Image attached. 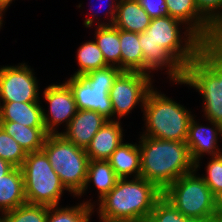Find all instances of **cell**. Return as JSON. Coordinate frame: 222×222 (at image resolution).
<instances>
[{"label":"cell","mask_w":222,"mask_h":222,"mask_svg":"<svg viewBox=\"0 0 222 222\" xmlns=\"http://www.w3.org/2000/svg\"><path fill=\"white\" fill-rule=\"evenodd\" d=\"M181 25L170 16L153 18L145 32L139 34L145 74L166 68L170 81H184L185 67L206 45L189 29L181 32Z\"/></svg>","instance_id":"6da1fadb"},{"label":"cell","mask_w":222,"mask_h":222,"mask_svg":"<svg viewBox=\"0 0 222 222\" xmlns=\"http://www.w3.org/2000/svg\"><path fill=\"white\" fill-rule=\"evenodd\" d=\"M163 192L143 177L119 178L115 187L98 201L100 222H137L149 217Z\"/></svg>","instance_id":"7a4b0ae2"},{"label":"cell","mask_w":222,"mask_h":222,"mask_svg":"<svg viewBox=\"0 0 222 222\" xmlns=\"http://www.w3.org/2000/svg\"><path fill=\"white\" fill-rule=\"evenodd\" d=\"M140 177L154 183L162 192L179 177L195 170L186 142L161 140L140 135Z\"/></svg>","instance_id":"3957f363"},{"label":"cell","mask_w":222,"mask_h":222,"mask_svg":"<svg viewBox=\"0 0 222 222\" xmlns=\"http://www.w3.org/2000/svg\"><path fill=\"white\" fill-rule=\"evenodd\" d=\"M203 98L206 120L222 125V43L206 45L184 70V81Z\"/></svg>","instance_id":"277c9868"},{"label":"cell","mask_w":222,"mask_h":222,"mask_svg":"<svg viewBox=\"0 0 222 222\" xmlns=\"http://www.w3.org/2000/svg\"><path fill=\"white\" fill-rule=\"evenodd\" d=\"M154 89L148 92L142 110L146 125L142 136L186 142L192 112Z\"/></svg>","instance_id":"5b68a950"},{"label":"cell","mask_w":222,"mask_h":222,"mask_svg":"<svg viewBox=\"0 0 222 222\" xmlns=\"http://www.w3.org/2000/svg\"><path fill=\"white\" fill-rule=\"evenodd\" d=\"M196 172L179 177L163 191V197L185 217L218 219L217 198Z\"/></svg>","instance_id":"8992f818"},{"label":"cell","mask_w":222,"mask_h":222,"mask_svg":"<svg viewBox=\"0 0 222 222\" xmlns=\"http://www.w3.org/2000/svg\"><path fill=\"white\" fill-rule=\"evenodd\" d=\"M42 150L68 192L77 196L87 178L89 157L85 149L56 133L47 135Z\"/></svg>","instance_id":"52a82bcc"},{"label":"cell","mask_w":222,"mask_h":222,"mask_svg":"<svg viewBox=\"0 0 222 222\" xmlns=\"http://www.w3.org/2000/svg\"><path fill=\"white\" fill-rule=\"evenodd\" d=\"M27 203L56 206L68 191L43 150L27 153L21 166Z\"/></svg>","instance_id":"ba28073f"},{"label":"cell","mask_w":222,"mask_h":222,"mask_svg":"<svg viewBox=\"0 0 222 222\" xmlns=\"http://www.w3.org/2000/svg\"><path fill=\"white\" fill-rule=\"evenodd\" d=\"M121 72L118 67L108 66L65 81L72 90L77 110L96 111L108 120H115L109 92Z\"/></svg>","instance_id":"9c48e42d"},{"label":"cell","mask_w":222,"mask_h":222,"mask_svg":"<svg viewBox=\"0 0 222 222\" xmlns=\"http://www.w3.org/2000/svg\"><path fill=\"white\" fill-rule=\"evenodd\" d=\"M152 75L142 72L122 71L110 89L109 95L113 108V117L120 118L131 113L132 109L139 106L144 107L148 92L153 88Z\"/></svg>","instance_id":"30bf717a"},{"label":"cell","mask_w":222,"mask_h":222,"mask_svg":"<svg viewBox=\"0 0 222 222\" xmlns=\"http://www.w3.org/2000/svg\"><path fill=\"white\" fill-rule=\"evenodd\" d=\"M25 63L0 67L1 102H40L37 77Z\"/></svg>","instance_id":"8fae6325"},{"label":"cell","mask_w":222,"mask_h":222,"mask_svg":"<svg viewBox=\"0 0 222 222\" xmlns=\"http://www.w3.org/2000/svg\"><path fill=\"white\" fill-rule=\"evenodd\" d=\"M43 98L49 104V114L43 109V122L48 134L59 133L57 127L62 123L67 126L76 115L77 107L70 87L64 82L47 86L43 91ZM50 115V116H49Z\"/></svg>","instance_id":"7c38bea8"},{"label":"cell","mask_w":222,"mask_h":222,"mask_svg":"<svg viewBox=\"0 0 222 222\" xmlns=\"http://www.w3.org/2000/svg\"><path fill=\"white\" fill-rule=\"evenodd\" d=\"M169 16L182 22L205 45L222 43V35L200 14L194 0H165Z\"/></svg>","instance_id":"4fadbf2b"},{"label":"cell","mask_w":222,"mask_h":222,"mask_svg":"<svg viewBox=\"0 0 222 222\" xmlns=\"http://www.w3.org/2000/svg\"><path fill=\"white\" fill-rule=\"evenodd\" d=\"M194 116L190 120L186 144L189 147L192 160L195 162V170L200 168L201 157L220 155L222 149L218 148V135L222 137V125L209 120V126H202L195 121ZM205 153V154H204ZM204 155V156H203Z\"/></svg>","instance_id":"5bb4252c"},{"label":"cell","mask_w":222,"mask_h":222,"mask_svg":"<svg viewBox=\"0 0 222 222\" xmlns=\"http://www.w3.org/2000/svg\"><path fill=\"white\" fill-rule=\"evenodd\" d=\"M108 119L92 110H77L76 115L65 127L66 131L59 132L65 139L76 146L86 149L93 136Z\"/></svg>","instance_id":"9a60e30c"},{"label":"cell","mask_w":222,"mask_h":222,"mask_svg":"<svg viewBox=\"0 0 222 222\" xmlns=\"http://www.w3.org/2000/svg\"><path fill=\"white\" fill-rule=\"evenodd\" d=\"M117 119L107 120L85 149L89 160H108L123 142V128Z\"/></svg>","instance_id":"2e32d148"},{"label":"cell","mask_w":222,"mask_h":222,"mask_svg":"<svg viewBox=\"0 0 222 222\" xmlns=\"http://www.w3.org/2000/svg\"><path fill=\"white\" fill-rule=\"evenodd\" d=\"M40 102H2L0 121L18 122L28 127H45Z\"/></svg>","instance_id":"e0dca14e"},{"label":"cell","mask_w":222,"mask_h":222,"mask_svg":"<svg viewBox=\"0 0 222 222\" xmlns=\"http://www.w3.org/2000/svg\"><path fill=\"white\" fill-rule=\"evenodd\" d=\"M151 20L137 0H119L113 25L123 31L140 34L145 32Z\"/></svg>","instance_id":"ac0fdd59"},{"label":"cell","mask_w":222,"mask_h":222,"mask_svg":"<svg viewBox=\"0 0 222 222\" xmlns=\"http://www.w3.org/2000/svg\"><path fill=\"white\" fill-rule=\"evenodd\" d=\"M119 178H137L141 173V154L138 144L124 143L107 160Z\"/></svg>","instance_id":"d6986e66"},{"label":"cell","mask_w":222,"mask_h":222,"mask_svg":"<svg viewBox=\"0 0 222 222\" xmlns=\"http://www.w3.org/2000/svg\"><path fill=\"white\" fill-rule=\"evenodd\" d=\"M27 203L21 168L14 167L0 179V212L14 210Z\"/></svg>","instance_id":"ffe728a7"},{"label":"cell","mask_w":222,"mask_h":222,"mask_svg":"<svg viewBox=\"0 0 222 222\" xmlns=\"http://www.w3.org/2000/svg\"><path fill=\"white\" fill-rule=\"evenodd\" d=\"M119 177L114 172L110 163L106 160H89L87 178L82 191L77 195H85L89 183H93L98 189V201L109 193L116 185Z\"/></svg>","instance_id":"44dd1931"},{"label":"cell","mask_w":222,"mask_h":222,"mask_svg":"<svg viewBox=\"0 0 222 222\" xmlns=\"http://www.w3.org/2000/svg\"><path fill=\"white\" fill-rule=\"evenodd\" d=\"M0 126L19 143L26 153L42 150L48 135L45 127H28L12 121H0Z\"/></svg>","instance_id":"7402d4cb"},{"label":"cell","mask_w":222,"mask_h":222,"mask_svg":"<svg viewBox=\"0 0 222 222\" xmlns=\"http://www.w3.org/2000/svg\"><path fill=\"white\" fill-rule=\"evenodd\" d=\"M95 42L101 50L106 64L121 69L120 29L114 25L95 27Z\"/></svg>","instance_id":"603a6c76"},{"label":"cell","mask_w":222,"mask_h":222,"mask_svg":"<svg viewBox=\"0 0 222 222\" xmlns=\"http://www.w3.org/2000/svg\"><path fill=\"white\" fill-rule=\"evenodd\" d=\"M121 70L144 73V59L139 34L120 29Z\"/></svg>","instance_id":"cb8c5ba5"},{"label":"cell","mask_w":222,"mask_h":222,"mask_svg":"<svg viewBox=\"0 0 222 222\" xmlns=\"http://www.w3.org/2000/svg\"><path fill=\"white\" fill-rule=\"evenodd\" d=\"M94 206L91 199L73 207L50 206L46 222H89L92 213L95 212Z\"/></svg>","instance_id":"d4e9b609"},{"label":"cell","mask_w":222,"mask_h":222,"mask_svg":"<svg viewBox=\"0 0 222 222\" xmlns=\"http://www.w3.org/2000/svg\"><path fill=\"white\" fill-rule=\"evenodd\" d=\"M79 69L71 76H83L91 71L108 67L95 41L84 42L77 50Z\"/></svg>","instance_id":"484cf974"},{"label":"cell","mask_w":222,"mask_h":222,"mask_svg":"<svg viewBox=\"0 0 222 222\" xmlns=\"http://www.w3.org/2000/svg\"><path fill=\"white\" fill-rule=\"evenodd\" d=\"M48 206L25 203L3 213L4 222H46Z\"/></svg>","instance_id":"4316f807"},{"label":"cell","mask_w":222,"mask_h":222,"mask_svg":"<svg viewBox=\"0 0 222 222\" xmlns=\"http://www.w3.org/2000/svg\"><path fill=\"white\" fill-rule=\"evenodd\" d=\"M26 156L27 153L19 143L0 126V158L13 167L21 168Z\"/></svg>","instance_id":"83f0119b"},{"label":"cell","mask_w":222,"mask_h":222,"mask_svg":"<svg viewBox=\"0 0 222 222\" xmlns=\"http://www.w3.org/2000/svg\"><path fill=\"white\" fill-rule=\"evenodd\" d=\"M206 175H201L212 194L218 199L222 195V153L210 157L206 166Z\"/></svg>","instance_id":"f1b7e54d"},{"label":"cell","mask_w":222,"mask_h":222,"mask_svg":"<svg viewBox=\"0 0 222 222\" xmlns=\"http://www.w3.org/2000/svg\"><path fill=\"white\" fill-rule=\"evenodd\" d=\"M200 14L222 35V0H194Z\"/></svg>","instance_id":"f546056e"},{"label":"cell","mask_w":222,"mask_h":222,"mask_svg":"<svg viewBox=\"0 0 222 222\" xmlns=\"http://www.w3.org/2000/svg\"><path fill=\"white\" fill-rule=\"evenodd\" d=\"M150 217L155 222H183L186 218L163 196L155 203Z\"/></svg>","instance_id":"4dcf8cb0"},{"label":"cell","mask_w":222,"mask_h":222,"mask_svg":"<svg viewBox=\"0 0 222 222\" xmlns=\"http://www.w3.org/2000/svg\"><path fill=\"white\" fill-rule=\"evenodd\" d=\"M151 19L169 16L165 0H137Z\"/></svg>","instance_id":"1f68e13d"},{"label":"cell","mask_w":222,"mask_h":222,"mask_svg":"<svg viewBox=\"0 0 222 222\" xmlns=\"http://www.w3.org/2000/svg\"><path fill=\"white\" fill-rule=\"evenodd\" d=\"M109 1H106V3L109 4L107 7V8H109V10H108L109 12L108 11L106 12V13H108L107 15L110 16L109 22L107 23V22H104V20H103V22H101V21H100V23L98 22L97 26L98 25H113V23L115 21L116 13H117V4H118L119 0H114V1L109 0ZM115 1H116V3H114ZM95 13H98V12L96 11Z\"/></svg>","instance_id":"d6a6232c"},{"label":"cell","mask_w":222,"mask_h":222,"mask_svg":"<svg viewBox=\"0 0 222 222\" xmlns=\"http://www.w3.org/2000/svg\"><path fill=\"white\" fill-rule=\"evenodd\" d=\"M14 167L9 164L7 161H5L4 159L0 158V179L2 178V176H4L5 174L9 173Z\"/></svg>","instance_id":"836d02e7"},{"label":"cell","mask_w":222,"mask_h":222,"mask_svg":"<svg viewBox=\"0 0 222 222\" xmlns=\"http://www.w3.org/2000/svg\"><path fill=\"white\" fill-rule=\"evenodd\" d=\"M183 222H220L219 219H201L186 217Z\"/></svg>","instance_id":"e575fe53"},{"label":"cell","mask_w":222,"mask_h":222,"mask_svg":"<svg viewBox=\"0 0 222 222\" xmlns=\"http://www.w3.org/2000/svg\"><path fill=\"white\" fill-rule=\"evenodd\" d=\"M218 219L222 222V195L217 199Z\"/></svg>","instance_id":"d590c367"},{"label":"cell","mask_w":222,"mask_h":222,"mask_svg":"<svg viewBox=\"0 0 222 222\" xmlns=\"http://www.w3.org/2000/svg\"><path fill=\"white\" fill-rule=\"evenodd\" d=\"M5 10H6V8L2 4H0V29L3 24V14H4Z\"/></svg>","instance_id":"8d00e7d4"},{"label":"cell","mask_w":222,"mask_h":222,"mask_svg":"<svg viewBox=\"0 0 222 222\" xmlns=\"http://www.w3.org/2000/svg\"><path fill=\"white\" fill-rule=\"evenodd\" d=\"M13 0H0V4H2L6 9L8 6H10V3H12Z\"/></svg>","instance_id":"74e56055"},{"label":"cell","mask_w":222,"mask_h":222,"mask_svg":"<svg viewBox=\"0 0 222 222\" xmlns=\"http://www.w3.org/2000/svg\"><path fill=\"white\" fill-rule=\"evenodd\" d=\"M137 222H155V221L149 216V217H144Z\"/></svg>","instance_id":"f35d334b"},{"label":"cell","mask_w":222,"mask_h":222,"mask_svg":"<svg viewBox=\"0 0 222 222\" xmlns=\"http://www.w3.org/2000/svg\"><path fill=\"white\" fill-rule=\"evenodd\" d=\"M0 222H4V219H3V213H1V216H0Z\"/></svg>","instance_id":"ab89813d"}]
</instances>
